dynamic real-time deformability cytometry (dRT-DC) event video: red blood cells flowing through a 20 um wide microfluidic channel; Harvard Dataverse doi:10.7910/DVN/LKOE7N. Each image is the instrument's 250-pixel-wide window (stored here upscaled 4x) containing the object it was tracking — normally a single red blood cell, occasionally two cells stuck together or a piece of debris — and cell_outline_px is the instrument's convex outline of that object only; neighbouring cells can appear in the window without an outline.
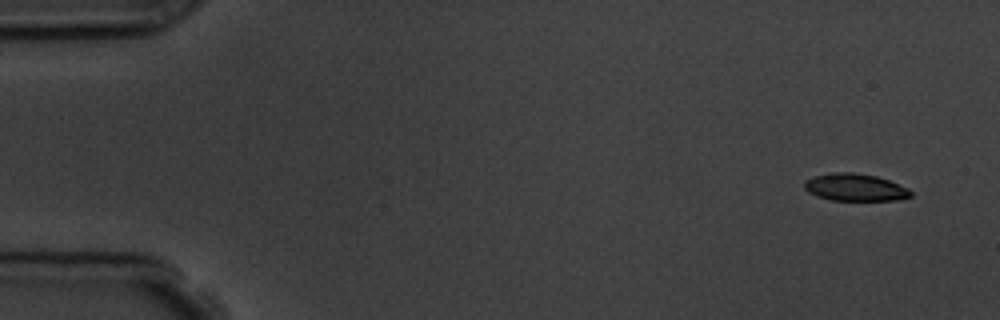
{"species": "common noctule bat (a hibernating species)", "species_latin": "Nyctalus noctula", "temperature_condition": "room temperature", "stored_images_in_passage": 6, "camera_frame_rate_fps": 3000, "um_per_image_px": 0.085, "animal": {"sex": "male", "body_mass_g": 19.5, "forearm_length_mm": 54.6}, "frame": {"image": 1, "passage_image": 1, "time_ms": 0.0, "image_size_px": [1000, 320], "cell_outline_px": [[912, 196], [896, 200], [832, 200], [816, 196], [808, 192], [804, 188], [804, 180], [816, 176], [836, 172], [852, 172], [876, 176], [888, 180], [908, 188], [912, 192]], "centroid_in_image_um": [72.67, 15.93], "position_along_channel_um": 12.3, "area_um2": 16.82}}
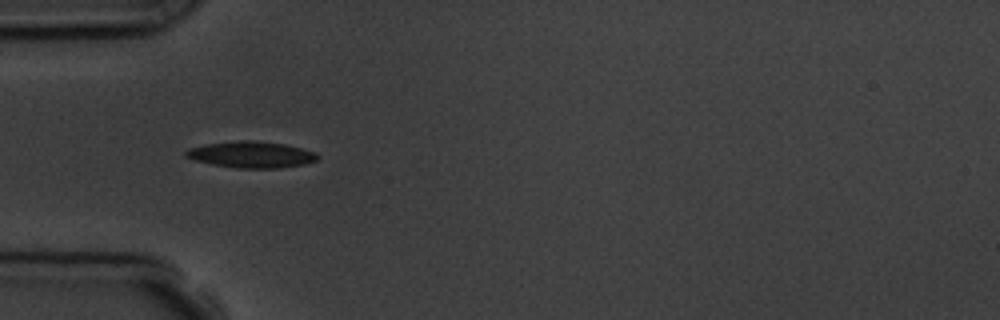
{"frame": {"image": 2, "passage_image": 5, "time_ms": 4.667, "image_size_px": [1000, 320], "cell_outline_px": [[320, 156], [316, 160], [304, 164], [280, 168], [236, 168], [212, 164], [196, 160], [184, 156], [184, 152], [188, 148], [204, 144], [244, 140], [252, 140], [284, 144], [316, 152]], "centroid_in_image_um": [21.35, 13.14], "position_along_channel_um": 63.7, "area_um2": 20.17}}